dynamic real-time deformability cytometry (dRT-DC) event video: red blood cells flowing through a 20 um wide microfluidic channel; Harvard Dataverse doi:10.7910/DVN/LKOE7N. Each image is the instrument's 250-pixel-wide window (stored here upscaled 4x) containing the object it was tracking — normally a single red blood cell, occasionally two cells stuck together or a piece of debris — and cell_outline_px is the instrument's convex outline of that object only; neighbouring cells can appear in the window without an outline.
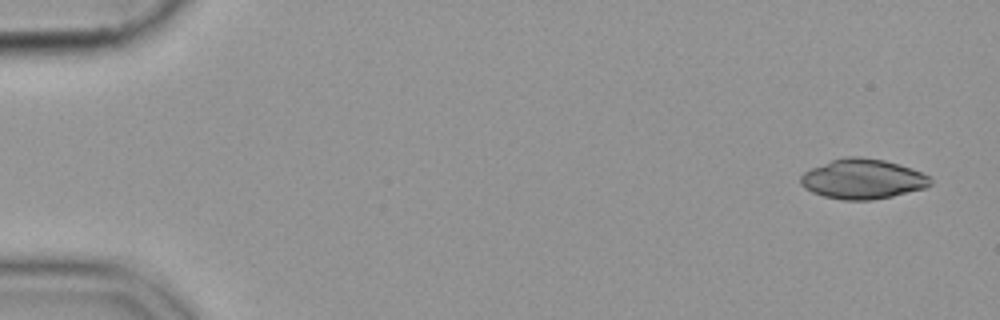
{"species": "common noctule bat (a hibernating species)", "species_latin": "Nyctalus noctula", "temperature_condition": "cold", "stored_images_in_passage": 53, "camera_frame_rate_fps": 3000, "um_per_image_px": 0.085, "animal": {"sex": "female", "body_mass_g": 19.9}, "frame": {"image": 1, "passage_image": 1, "time_ms": 0.0, "image_size_px": [1000, 320], "cell_outline_px": [[932, 184], [924, 188], [892, 196], [872, 200], [844, 200], [824, 196], [812, 192], [804, 188], [800, 184], [800, 176], [804, 172], [812, 168], [832, 160], [848, 156], [860, 156], [884, 160], [920, 172], [928, 176], [932, 180]], "centroid_in_image_um": [73.29, 15.22], "position_along_channel_um": 11.7, "area_um2": 29.88}}